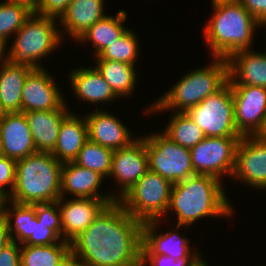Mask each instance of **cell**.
I'll return each mask as SVG.
<instances>
[{
  "instance_id": "1",
  "label": "cell",
  "mask_w": 266,
  "mask_h": 266,
  "mask_svg": "<svg viewBox=\"0 0 266 266\" xmlns=\"http://www.w3.org/2000/svg\"><path fill=\"white\" fill-rule=\"evenodd\" d=\"M143 223L117 201L71 242L83 266H141Z\"/></svg>"
},
{
  "instance_id": "2",
  "label": "cell",
  "mask_w": 266,
  "mask_h": 266,
  "mask_svg": "<svg viewBox=\"0 0 266 266\" xmlns=\"http://www.w3.org/2000/svg\"><path fill=\"white\" fill-rule=\"evenodd\" d=\"M177 215L176 229L189 227L205 217H226L233 214L222 181L209 175H194L171 188L167 212Z\"/></svg>"
},
{
  "instance_id": "3",
  "label": "cell",
  "mask_w": 266,
  "mask_h": 266,
  "mask_svg": "<svg viewBox=\"0 0 266 266\" xmlns=\"http://www.w3.org/2000/svg\"><path fill=\"white\" fill-rule=\"evenodd\" d=\"M212 6L213 16L203 33L213 58L228 59L238 51L250 50L255 29L262 25L241 2L212 3Z\"/></svg>"
},
{
  "instance_id": "4",
  "label": "cell",
  "mask_w": 266,
  "mask_h": 266,
  "mask_svg": "<svg viewBox=\"0 0 266 266\" xmlns=\"http://www.w3.org/2000/svg\"><path fill=\"white\" fill-rule=\"evenodd\" d=\"M62 166L51 152H36L17 160L15 185L8 200L28 205L57 202Z\"/></svg>"
},
{
  "instance_id": "5",
  "label": "cell",
  "mask_w": 266,
  "mask_h": 266,
  "mask_svg": "<svg viewBox=\"0 0 266 266\" xmlns=\"http://www.w3.org/2000/svg\"><path fill=\"white\" fill-rule=\"evenodd\" d=\"M212 61L204 68L187 72L163 96L152 103V106L149 105L145 110L146 114L166 109H173L172 113L186 112L220 90L228 82V62L227 59L215 57Z\"/></svg>"
},
{
  "instance_id": "6",
  "label": "cell",
  "mask_w": 266,
  "mask_h": 266,
  "mask_svg": "<svg viewBox=\"0 0 266 266\" xmlns=\"http://www.w3.org/2000/svg\"><path fill=\"white\" fill-rule=\"evenodd\" d=\"M56 19L32 13L15 33V39L6 53V59L32 70L43 68L38 61L54 52L64 40L62 38L64 31L57 29Z\"/></svg>"
},
{
  "instance_id": "7",
  "label": "cell",
  "mask_w": 266,
  "mask_h": 266,
  "mask_svg": "<svg viewBox=\"0 0 266 266\" xmlns=\"http://www.w3.org/2000/svg\"><path fill=\"white\" fill-rule=\"evenodd\" d=\"M172 183L148 170L118 202L142 223L160 219L167 213Z\"/></svg>"
},
{
  "instance_id": "8",
  "label": "cell",
  "mask_w": 266,
  "mask_h": 266,
  "mask_svg": "<svg viewBox=\"0 0 266 266\" xmlns=\"http://www.w3.org/2000/svg\"><path fill=\"white\" fill-rule=\"evenodd\" d=\"M185 113L201 128L206 137H242L235 125L233 94L229 81Z\"/></svg>"
},
{
  "instance_id": "9",
  "label": "cell",
  "mask_w": 266,
  "mask_h": 266,
  "mask_svg": "<svg viewBox=\"0 0 266 266\" xmlns=\"http://www.w3.org/2000/svg\"><path fill=\"white\" fill-rule=\"evenodd\" d=\"M149 170L169 180L172 184L196 175L190 149L171 141L161 132L145 136Z\"/></svg>"
},
{
  "instance_id": "10",
  "label": "cell",
  "mask_w": 266,
  "mask_h": 266,
  "mask_svg": "<svg viewBox=\"0 0 266 266\" xmlns=\"http://www.w3.org/2000/svg\"><path fill=\"white\" fill-rule=\"evenodd\" d=\"M241 137H205L190 149L192 167L196 175L217 179L232 176L236 149Z\"/></svg>"
},
{
  "instance_id": "11",
  "label": "cell",
  "mask_w": 266,
  "mask_h": 266,
  "mask_svg": "<svg viewBox=\"0 0 266 266\" xmlns=\"http://www.w3.org/2000/svg\"><path fill=\"white\" fill-rule=\"evenodd\" d=\"M230 86L238 133L242 137L259 135L266 118V88L252 85Z\"/></svg>"
},
{
  "instance_id": "12",
  "label": "cell",
  "mask_w": 266,
  "mask_h": 266,
  "mask_svg": "<svg viewBox=\"0 0 266 266\" xmlns=\"http://www.w3.org/2000/svg\"><path fill=\"white\" fill-rule=\"evenodd\" d=\"M231 178L266 190V139L258 135L241 137Z\"/></svg>"
},
{
  "instance_id": "13",
  "label": "cell",
  "mask_w": 266,
  "mask_h": 266,
  "mask_svg": "<svg viewBox=\"0 0 266 266\" xmlns=\"http://www.w3.org/2000/svg\"><path fill=\"white\" fill-rule=\"evenodd\" d=\"M149 170L145 147V136L138 137L129 146L114 150L110 176L120 184L121 189L115 193L118 201Z\"/></svg>"
},
{
  "instance_id": "14",
  "label": "cell",
  "mask_w": 266,
  "mask_h": 266,
  "mask_svg": "<svg viewBox=\"0 0 266 266\" xmlns=\"http://www.w3.org/2000/svg\"><path fill=\"white\" fill-rule=\"evenodd\" d=\"M65 197L58 199L61 214L63 240L71 243L99 214L116 199L74 198L66 200Z\"/></svg>"
},
{
  "instance_id": "15",
  "label": "cell",
  "mask_w": 266,
  "mask_h": 266,
  "mask_svg": "<svg viewBox=\"0 0 266 266\" xmlns=\"http://www.w3.org/2000/svg\"><path fill=\"white\" fill-rule=\"evenodd\" d=\"M44 68L32 70L26 77L21 95V112L48 111L61 108L66 102L54 78Z\"/></svg>"
},
{
  "instance_id": "16",
  "label": "cell",
  "mask_w": 266,
  "mask_h": 266,
  "mask_svg": "<svg viewBox=\"0 0 266 266\" xmlns=\"http://www.w3.org/2000/svg\"><path fill=\"white\" fill-rule=\"evenodd\" d=\"M159 221L161 220L157 219L143 223L141 255H166L175 260L179 258H201L196 250L195 252L190 250V239L180 236L181 234L177 230L157 234L156 229L161 224Z\"/></svg>"
},
{
  "instance_id": "17",
  "label": "cell",
  "mask_w": 266,
  "mask_h": 266,
  "mask_svg": "<svg viewBox=\"0 0 266 266\" xmlns=\"http://www.w3.org/2000/svg\"><path fill=\"white\" fill-rule=\"evenodd\" d=\"M2 152L8 158L19 160L36 153L31 130L24 113H5L0 118Z\"/></svg>"
},
{
  "instance_id": "18",
  "label": "cell",
  "mask_w": 266,
  "mask_h": 266,
  "mask_svg": "<svg viewBox=\"0 0 266 266\" xmlns=\"http://www.w3.org/2000/svg\"><path fill=\"white\" fill-rule=\"evenodd\" d=\"M92 112V113H91ZM85 119L88 126V139L103 147L118 150L129 146L137 138H133L127 126L115 115L107 111H91Z\"/></svg>"
},
{
  "instance_id": "19",
  "label": "cell",
  "mask_w": 266,
  "mask_h": 266,
  "mask_svg": "<svg viewBox=\"0 0 266 266\" xmlns=\"http://www.w3.org/2000/svg\"><path fill=\"white\" fill-rule=\"evenodd\" d=\"M105 177L97 171L83 168L74 162L63 163L61 170V197L66 193L75 198L116 199L115 194H99Z\"/></svg>"
},
{
  "instance_id": "20",
  "label": "cell",
  "mask_w": 266,
  "mask_h": 266,
  "mask_svg": "<svg viewBox=\"0 0 266 266\" xmlns=\"http://www.w3.org/2000/svg\"><path fill=\"white\" fill-rule=\"evenodd\" d=\"M255 52L238 51L227 59L230 85H252L266 88V52Z\"/></svg>"
},
{
  "instance_id": "21",
  "label": "cell",
  "mask_w": 266,
  "mask_h": 266,
  "mask_svg": "<svg viewBox=\"0 0 266 266\" xmlns=\"http://www.w3.org/2000/svg\"><path fill=\"white\" fill-rule=\"evenodd\" d=\"M70 113L66 103L59 109L24 112L37 152H52L63 119Z\"/></svg>"
},
{
  "instance_id": "22",
  "label": "cell",
  "mask_w": 266,
  "mask_h": 266,
  "mask_svg": "<svg viewBox=\"0 0 266 266\" xmlns=\"http://www.w3.org/2000/svg\"><path fill=\"white\" fill-rule=\"evenodd\" d=\"M69 77L74 95L81 101L99 104L119 98L95 66L74 69Z\"/></svg>"
},
{
  "instance_id": "23",
  "label": "cell",
  "mask_w": 266,
  "mask_h": 266,
  "mask_svg": "<svg viewBox=\"0 0 266 266\" xmlns=\"http://www.w3.org/2000/svg\"><path fill=\"white\" fill-rule=\"evenodd\" d=\"M104 0H72L59 18L65 33L78 40L95 22L104 18Z\"/></svg>"
},
{
  "instance_id": "24",
  "label": "cell",
  "mask_w": 266,
  "mask_h": 266,
  "mask_svg": "<svg viewBox=\"0 0 266 266\" xmlns=\"http://www.w3.org/2000/svg\"><path fill=\"white\" fill-rule=\"evenodd\" d=\"M87 140L88 126L85 117L80 118L72 111L62 121L51 154L61 163L73 162Z\"/></svg>"
},
{
  "instance_id": "25",
  "label": "cell",
  "mask_w": 266,
  "mask_h": 266,
  "mask_svg": "<svg viewBox=\"0 0 266 266\" xmlns=\"http://www.w3.org/2000/svg\"><path fill=\"white\" fill-rule=\"evenodd\" d=\"M0 65L1 108L4 113H20L23 84L32 69L25 65L13 64L7 59Z\"/></svg>"
},
{
  "instance_id": "26",
  "label": "cell",
  "mask_w": 266,
  "mask_h": 266,
  "mask_svg": "<svg viewBox=\"0 0 266 266\" xmlns=\"http://www.w3.org/2000/svg\"><path fill=\"white\" fill-rule=\"evenodd\" d=\"M127 12L120 10L116 17L106 15L95 22L77 41L90 42L94 45V56L97 57L104 49L120 38L128 29L123 25Z\"/></svg>"
},
{
  "instance_id": "27",
  "label": "cell",
  "mask_w": 266,
  "mask_h": 266,
  "mask_svg": "<svg viewBox=\"0 0 266 266\" xmlns=\"http://www.w3.org/2000/svg\"><path fill=\"white\" fill-rule=\"evenodd\" d=\"M96 60L95 67L118 97L132 94L137 82L135 65L112 60Z\"/></svg>"
},
{
  "instance_id": "28",
  "label": "cell",
  "mask_w": 266,
  "mask_h": 266,
  "mask_svg": "<svg viewBox=\"0 0 266 266\" xmlns=\"http://www.w3.org/2000/svg\"><path fill=\"white\" fill-rule=\"evenodd\" d=\"M7 204L10 205V209L7 208ZM35 216L36 211L34 204H18L11 200L5 199L2 217L7 222L12 241L24 244L32 236ZM13 231L15 234H13Z\"/></svg>"
},
{
  "instance_id": "29",
  "label": "cell",
  "mask_w": 266,
  "mask_h": 266,
  "mask_svg": "<svg viewBox=\"0 0 266 266\" xmlns=\"http://www.w3.org/2000/svg\"><path fill=\"white\" fill-rule=\"evenodd\" d=\"M71 253V243L21 246V266H56Z\"/></svg>"
},
{
  "instance_id": "30",
  "label": "cell",
  "mask_w": 266,
  "mask_h": 266,
  "mask_svg": "<svg viewBox=\"0 0 266 266\" xmlns=\"http://www.w3.org/2000/svg\"><path fill=\"white\" fill-rule=\"evenodd\" d=\"M170 118L162 133L182 147L191 149L206 137L201 128L185 112H175Z\"/></svg>"
},
{
  "instance_id": "31",
  "label": "cell",
  "mask_w": 266,
  "mask_h": 266,
  "mask_svg": "<svg viewBox=\"0 0 266 266\" xmlns=\"http://www.w3.org/2000/svg\"><path fill=\"white\" fill-rule=\"evenodd\" d=\"M113 153L114 150L88 139L73 162L83 168L97 171L104 177H109Z\"/></svg>"
},
{
  "instance_id": "32",
  "label": "cell",
  "mask_w": 266,
  "mask_h": 266,
  "mask_svg": "<svg viewBox=\"0 0 266 266\" xmlns=\"http://www.w3.org/2000/svg\"><path fill=\"white\" fill-rule=\"evenodd\" d=\"M136 34L128 29L120 38L104 49L95 59L112 60L135 65L139 54Z\"/></svg>"
},
{
  "instance_id": "33",
  "label": "cell",
  "mask_w": 266,
  "mask_h": 266,
  "mask_svg": "<svg viewBox=\"0 0 266 266\" xmlns=\"http://www.w3.org/2000/svg\"><path fill=\"white\" fill-rule=\"evenodd\" d=\"M32 13L25 7L10 2L0 3V43L7 46L12 33H16Z\"/></svg>"
},
{
  "instance_id": "34",
  "label": "cell",
  "mask_w": 266,
  "mask_h": 266,
  "mask_svg": "<svg viewBox=\"0 0 266 266\" xmlns=\"http://www.w3.org/2000/svg\"><path fill=\"white\" fill-rule=\"evenodd\" d=\"M34 208L38 221L51 224V229L63 240L58 202L34 204Z\"/></svg>"
},
{
  "instance_id": "35",
  "label": "cell",
  "mask_w": 266,
  "mask_h": 266,
  "mask_svg": "<svg viewBox=\"0 0 266 266\" xmlns=\"http://www.w3.org/2000/svg\"><path fill=\"white\" fill-rule=\"evenodd\" d=\"M63 240L51 229V224L39 222L38 218L34 217V228L32 236L21 245H51L62 242Z\"/></svg>"
},
{
  "instance_id": "36",
  "label": "cell",
  "mask_w": 266,
  "mask_h": 266,
  "mask_svg": "<svg viewBox=\"0 0 266 266\" xmlns=\"http://www.w3.org/2000/svg\"><path fill=\"white\" fill-rule=\"evenodd\" d=\"M16 160L7 156H0V195L9 199L15 185ZM9 186V189H5ZM9 190V192L7 191Z\"/></svg>"
},
{
  "instance_id": "37",
  "label": "cell",
  "mask_w": 266,
  "mask_h": 266,
  "mask_svg": "<svg viewBox=\"0 0 266 266\" xmlns=\"http://www.w3.org/2000/svg\"><path fill=\"white\" fill-rule=\"evenodd\" d=\"M206 261L204 258H179L173 259L166 255H141V266H201Z\"/></svg>"
},
{
  "instance_id": "38",
  "label": "cell",
  "mask_w": 266,
  "mask_h": 266,
  "mask_svg": "<svg viewBox=\"0 0 266 266\" xmlns=\"http://www.w3.org/2000/svg\"><path fill=\"white\" fill-rule=\"evenodd\" d=\"M72 0H40L39 12L37 14L57 18L66 11Z\"/></svg>"
},
{
  "instance_id": "39",
  "label": "cell",
  "mask_w": 266,
  "mask_h": 266,
  "mask_svg": "<svg viewBox=\"0 0 266 266\" xmlns=\"http://www.w3.org/2000/svg\"><path fill=\"white\" fill-rule=\"evenodd\" d=\"M20 245L12 241L0 251V266H21Z\"/></svg>"
},
{
  "instance_id": "40",
  "label": "cell",
  "mask_w": 266,
  "mask_h": 266,
  "mask_svg": "<svg viewBox=\"0 0 266 266\" xmlns=\"http://www.w3.org/2000/svg\"><path fill=\"white\" fill-rule=\"evenodd\" d=\"M245 9L264 27H266V0H242Z\"/></svg>"
},
{
  "instance_id": "41",
  "label": "cell",
  "mask_w": 266,
  "mask_h": 266,
  "mask_svg": "<svg viewBox=\"0 0 266 266\" xmlns=\"http://www.w3.org/2000/svg\"><path fill=\"white\" fill-rule=\"evenodd\" d=\"M10 232L6 220L0 217V251L11 243Z\"/></svg>"
},
{
  "instance_id": "42",
  "label": "cell",
  "mask_w": 266,
  "mask_h": 266,
  "mask_svg": "<svg viewBox=\"0 0 266 266\" xmlns=\"http://www.w3.org/2000/svg\"><path fill=\"white\" fill-rule=\"evenodd\" d=\"M7 2L21 5L31 13L39 12L40 0H6Z\"/></svg>"
},
{
  "instance_id": "43",
  "label": "cell",
  "mask_w": 266,
  "mask_h": 266,
  "mask_svg": "<svg viewBox=\"0 0 266 266\" xmlns=\"http://www.w3.org/2000/svg\"><path fill=\"white\" fill-rule=\"evenodd\" d=\"M56 266H83V265L72 253H70L65 259H63Z\"/></svg>"
},
{
  "instance_id": "44",
  "label": "cell",
  "mask_w": 266,
  "mask_h": 266,
  "mask_svg": "<svg viewBox=\"0 0 266 266\" xmlns=\"http://www.w3.org/2000/svg\"><path fill=\"white\" fill-rule=\"evenodd\" d=\"M7 48L5 45H3L2 43H0V62L3 63L4 60L6 59V53Z\"/></svg>"
},
{
  "instance_id": "45",
  "label": "cell",
  "mask_w": 266,
  "mask_h": 266,
  "mask_svg": "<svg viewBox=\"0 0 266 266\" xmlns=\"http://www.w3.org/2000/svg\"><path fill=\"white\" fill-rule=\"evenodd\" d=\"M258 136H260L261 138L266 139V118H265V122H264L263 128H262V130H261V132H260V134Z\"/></svg>"
},
{
  "instance_id": "46",
  "label": "cell",
  "mask_w": 266,
  "mask_h": 266,
  "mask_svg": "<svg viewBox=\"0 0 266 266\" xmlns=\"http://www.w3.org/2000/svg\"><path fill=\"white\" fill-rule=\"evenodd\" d=\"M242 0H212V3H221V2H241Z\"/></svg>"
},
{
  "instance_id": "47",
  "label": "cell",
  "mask_w": 266,
  "mask_h": 266,
  "mask_svg": "<svg viewBox=\"0 0 266 266\" xmlns=\"http://www.w3.org/2000/svg\"><path fill=\"white\" fill-rule=\"evenodd\" d=\"M4 202L5 198L2 195H0V217L2 216Z\"/></svg>"
},
{
  "instance_id": "48",
  "label": "cell",
  "mask_w": 266,
  "mask_h": 266,
  "mask_svg": "<svg viewBox=\"0 0 266 266\" xmlns=\"http://www.w3.org/2000/svg\"><path fill=\"white\" fill-rule=\"evenodd\" d=\"M3 155V152H2V143H1V139H0V156Z\"/></svg>"
},
{
  "instance_id": "49",
  "label": "cell",
  "mask_w": 266,
  "mask_h": 266,
  "mask_svg": "<svg viewBox=\"0 0 266 266\" xmlns=\"http://www.w3.org/2000/svg\"><path fill=\"white\" fill-rule=\"evenodd\" d=\"M5 113L3 112L1 105H0V118L4 115Z\"/></svg>"
},
{
  "instance_id": "50",
  "label": "cell",
  "mask_w": 266,
  "mask_h": 266,
  "mask_svg": "<svg viewBox=\"0 0 266 266\" xmlns=\"http://www.w3.org/2000/svg\"><path fill=\"white\" fill-rule=\"evenodd\" d=\"M201 266H209V265L204 261Z\"/></svg>"
}]
</instances>
